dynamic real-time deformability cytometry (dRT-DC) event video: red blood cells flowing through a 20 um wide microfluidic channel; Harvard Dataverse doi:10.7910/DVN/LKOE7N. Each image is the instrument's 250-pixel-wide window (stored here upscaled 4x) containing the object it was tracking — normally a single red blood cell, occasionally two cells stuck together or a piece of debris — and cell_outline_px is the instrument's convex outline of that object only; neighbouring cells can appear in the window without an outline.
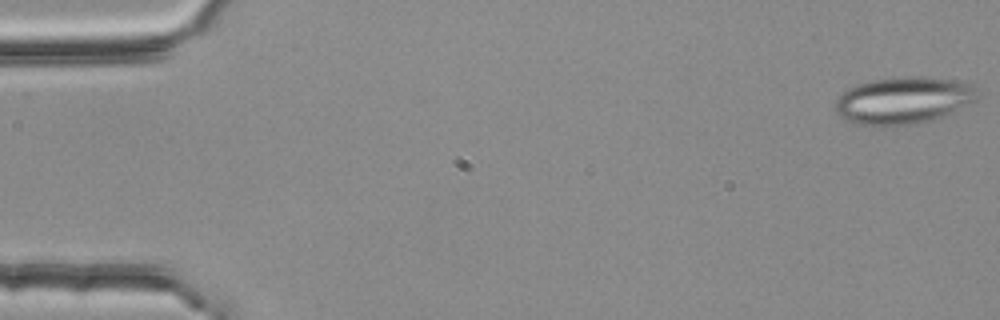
{"species": "common noctule bat (a hibernating species)", "species_latin": "Nyctalus noctula", "temperature_condition": "room temperature", "stored_images_in_passage": 54, "segment_of_instrument_passage": [1, 2], "camera_frame_rate_fps": 3000, "um_per_image_px": 0.085, "animal": {"sex": "female", "body_mass_g": 25.1}, "frame": {"image": 1, "passage_image": 1, "time_ms": 0.0, "image_size_px": [1000, 320], "cell_outline_px": [[980, 96], [976, 100], [932, 120], [912, 124], [856, 124], [840, 116], [836, 112], [836, 100], [848, 88], [856, 84], [872, 80], [896, 76], [924, 76], [956, 80], [968, 84], [976, 88]], "centroid_in_image_um": [76.8, 8.49], "position_along_channel_um": 8.2, "area_um2": 38.49}}